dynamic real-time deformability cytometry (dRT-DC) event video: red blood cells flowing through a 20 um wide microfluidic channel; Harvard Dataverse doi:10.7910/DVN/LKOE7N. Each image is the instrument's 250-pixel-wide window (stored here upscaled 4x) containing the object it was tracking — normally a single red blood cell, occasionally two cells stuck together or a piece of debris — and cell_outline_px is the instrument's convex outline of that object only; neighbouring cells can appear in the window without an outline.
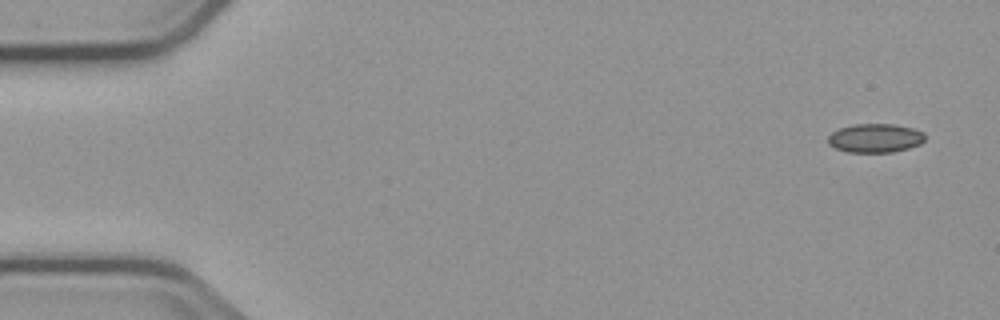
{"species": "common noctule bat (a hibernating species)", "species_latin": "Nyctalus noctula", "temperature_condition": "cold", "stored_images_in_passage": 5, "camera_frame_rate_fps": 3000, "um_per_image_px": 0.085, "animal": {"sex": "male", "body_mass_g": 23.1, "forearm_length_mm": 52.7}, "frame": {"image": 1, "passage_image": 1, "time_ms": 0.0, "image_size_px": [1000, 320], "cell_outline_px": [[924, 140], [920, 144], [908, 148], [892, 152], [848, 152], [836, 148], [828, 144], [828, 136], [832, 132], [840, 128], [852, 124], [892, 124], [912, 128], [924, 132]], "centroid_in_image_um": [74.38, 11.73], "position_along_channel_um": 10.6, "area_um2": 16.24}}
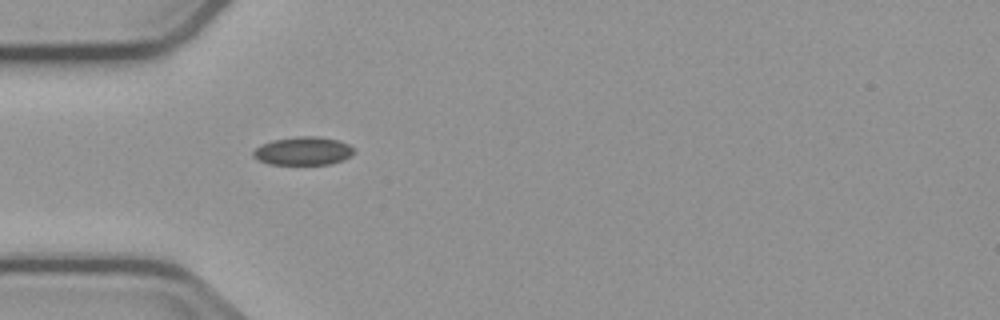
{"frame": {"image": 2, "passage_image": 5, "time_ms": 4.667, "image_size_px": [1000, 320], "cell_outline_px": [[356, 152], [352, 156], [344, 160], [332, 164], [268, 164], [252, 156], [252, 152], [260, 144], [272, 140], [296, 136], [316, 136], [340, 140], [348, 144]], "centroid_in_image_um": [25.79, 12.83], "position_along_channel_um": 59.2, "area_um2": 16.82}}